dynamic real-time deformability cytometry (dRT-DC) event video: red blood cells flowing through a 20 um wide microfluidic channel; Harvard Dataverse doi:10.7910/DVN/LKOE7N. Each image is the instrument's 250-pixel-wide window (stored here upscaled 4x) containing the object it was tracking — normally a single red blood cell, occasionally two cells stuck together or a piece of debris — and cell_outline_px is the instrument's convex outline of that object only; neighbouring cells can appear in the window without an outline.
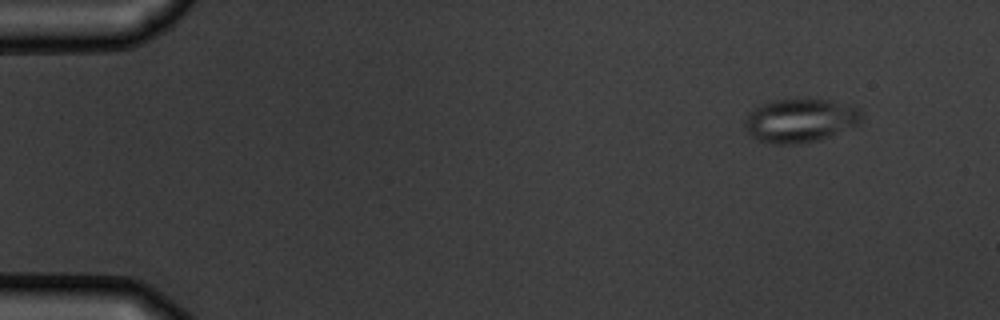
{"species": "common noctule bat (a hibernating species)", "species_latin": "Nyctalus noctula", "temperature_condition": "warm", "stored_images_in_passage": 4, "camera_frame_rate_fps": 3000, "um_per_image_px": 0.085, "animal": {"sex": "male", "body_mass_g": 19.5, "forearm_length_mm": 54.6}, "frame": {"image": 1, "passage_image": 1, "time_ms": 0.0, "image_size_px": [1000, 320], "cell_outline_px": [[864, 120], [860, 124], [820, 140], [796, 144], [772, 144], [756, 140], [748, 132], [744, 124], [744, 120], [748, 112], [760, 104], [776, 100], [828, 100], [848, 104], [860, 108], [864, 112]], "centroid_in_image_um": [68.05, 10.25], "position_along_channel_um": 16.9, "area_um2": 30.06}}